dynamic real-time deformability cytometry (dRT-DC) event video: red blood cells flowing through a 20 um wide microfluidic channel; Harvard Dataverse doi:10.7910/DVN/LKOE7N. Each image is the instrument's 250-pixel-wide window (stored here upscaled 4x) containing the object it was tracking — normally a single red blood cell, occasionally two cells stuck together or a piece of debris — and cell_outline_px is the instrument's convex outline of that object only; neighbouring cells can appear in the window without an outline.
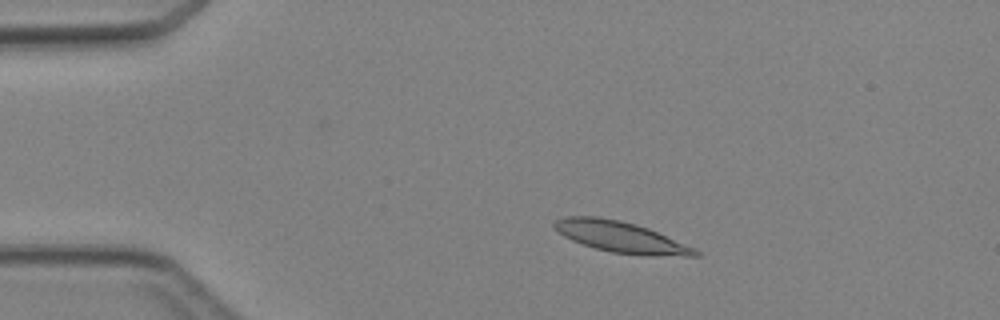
{"species": "Egyptian fruit bat (a non-hibernating species)", "species_latin": "Rousettus aegyptiacus", "temperature_condition": "cold", "stored_images_in_passage": 2, "camera_frame_rate_fps": 3000, "um_per_image_px": 0.085, "animal": {"sex": "female"}, "frame": {"image": 1, "passage_image": 1, "time_ms": 0.0, "image_size_px": [1000, 320], "cell_outline_px": [[700, 256], [652, 256], [612, 252], [596, 248], [572, 240], [564, 236], [552, 228], [552, 224], [556, 220], [564, 216], [596, 216], [620, 220], [636, 224], [648, 228], [692, 248], [700, 252]], "centroid_in_image_um": [52.7, 20.13], "position_along_channel_um": 32.3, "area_um2": 25.14}}